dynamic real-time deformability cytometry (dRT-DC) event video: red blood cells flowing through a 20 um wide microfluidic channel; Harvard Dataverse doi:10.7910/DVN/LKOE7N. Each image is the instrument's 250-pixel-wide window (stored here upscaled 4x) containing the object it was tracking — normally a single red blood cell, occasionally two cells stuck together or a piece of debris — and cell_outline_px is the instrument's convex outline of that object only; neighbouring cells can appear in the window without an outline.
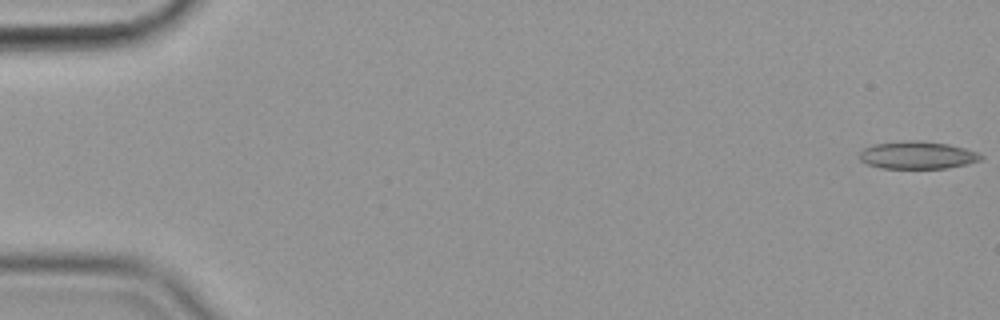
{"species": "common noctule bat (a hibernating species)", "species_latin": "Nyctalus noctula", "temperature_condition": "cold", "stored_images_in_passage": 57, "camera_frame_rate_fps": 3000, "um_per_image_px": 0.085, "animal": {"sex": "female", "body_mass_g": 19.9}, "frame": {"image": 1, "passage_image": 1, "time_ms": 0.0, "image_size_px": [1000, 320], "cell_outline_px": [[984, 156], [980, 160], [968, 164], [948, 168], [880, 168], [868, 164], [860, 160], [856, 156], [864, 148], [876, 144], [908, 140], [916, 140], [948, 144], [964, 148], [976, 152]], "centroid_in_image_um": [77.96, 13.19], "position_along_channel_um": 7.0, "area_um2": 19.48}}
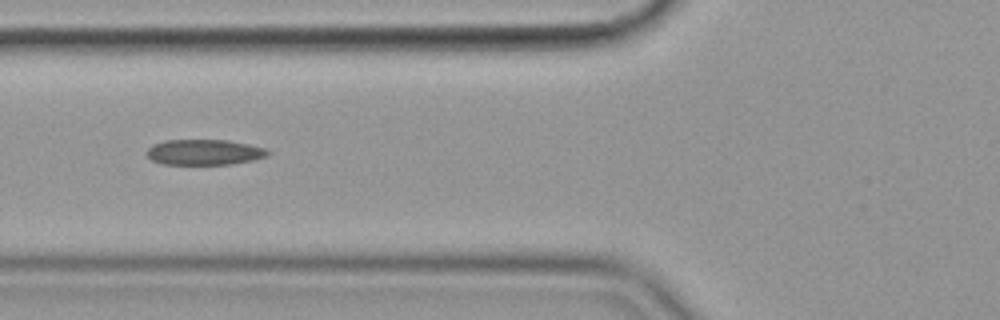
{"frame": {"image": 2, "passage_image": 22, "time_ms": 7.0, "image_size_px": [1000, 320], "cell_outline_px": [[272, 152], [268, 156], [252, 160], [232, 164], [164, 164], [152, 160], [144, 152], [152, 144], [164, 140], [228, 140], [268, 148]], "centroid_in_image_um": [17.38, 12.93], "position_along_channel_um": 108.4, "area_um2": 18.21}}
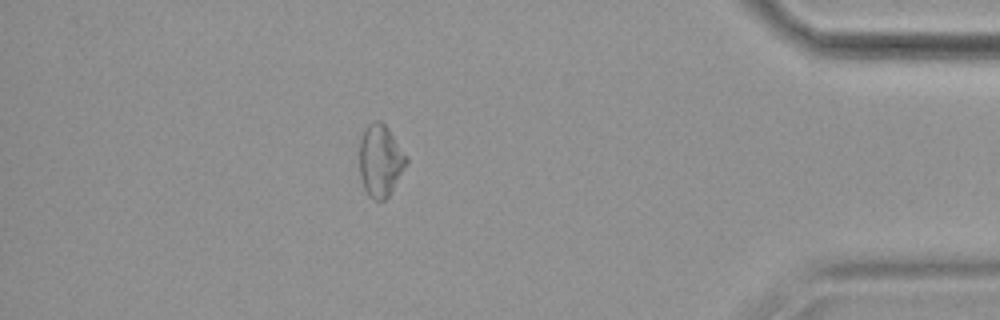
{"frame": {"image": 3, "passage_image": 50, "time_ms": 16.333, "image_size_px": [1000, 320], "cell_outline_px": [[408, 164], [388, 196], [384, 200], [372, 200], [368, 196], [364, 188], [360, 176], [360, 140], [368, 124], [372, 120], [380, 120], [388, 128], [408, 156]], "centroid_in_image_um": [32.35, 13.65], "position_along_channel_um": 402.9, "area_um2": 19.83}, "authors_computed_cell_mechanics": {"area_um2": 19.0162, "velocity_mm_per_s": 3.5709, "shape_relaxation_time_tau1_ms": 6.1164, "shape_relaxation_time_tau2_ms": 4.2096, "deformation_change_tau1": 0.122, "deformation_change_tau2": 0.1264}}